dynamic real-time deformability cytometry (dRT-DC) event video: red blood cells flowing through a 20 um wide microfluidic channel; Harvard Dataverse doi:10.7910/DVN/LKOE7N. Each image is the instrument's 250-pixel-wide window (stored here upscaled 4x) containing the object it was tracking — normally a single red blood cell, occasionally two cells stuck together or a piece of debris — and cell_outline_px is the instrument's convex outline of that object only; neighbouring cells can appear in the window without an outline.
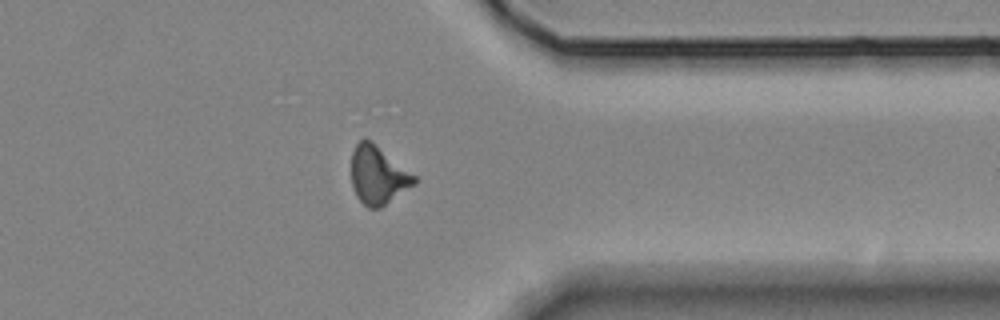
{"species": "Egyptian fruit bat (a non-hibernating species)", "species_latin": "Rousettus aegyptiacus", "temperature_condition": "room temperature", "stored_images_in_passage": 15, "camera_frame_rate_fps": 3000, "um_per_image_px": 0.085, "animal": {"sex": "female"}, "frame": {"image": 1, "passage_image": 14, "time_ms": 17.333, "image_size_px": [1000, 320], "cell_outline_px": [[416, 184], [380, 208], [368, 208], [356, 196], [352, 188], [352, 152], [356, 144], [364, 136], [416, 176]], "centroid_in_image_um": [32.12, 14.91], "position_along_channel_um": 379.3, "area_um2": 21.1}}